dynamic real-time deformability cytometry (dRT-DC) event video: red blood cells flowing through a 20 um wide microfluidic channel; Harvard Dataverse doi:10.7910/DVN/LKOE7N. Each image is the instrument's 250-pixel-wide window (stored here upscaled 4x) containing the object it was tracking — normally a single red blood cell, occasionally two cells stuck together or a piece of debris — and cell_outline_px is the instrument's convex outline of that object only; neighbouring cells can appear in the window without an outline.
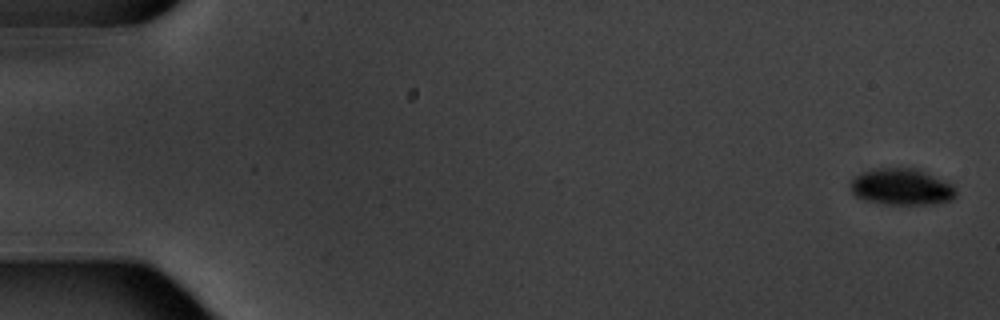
{"species": "common noctule bat (a hibernating species)", "species_latin": "Nyctalus noctula", "temperature_condition": "warm", "stored_images_in_passage": 5, "camera_frame_rate_fps": 3000, "um_per_image_px": 0.085, "animal": {"sex": "male", "body_mass_g": 20.1, "forearm_length_mm": 53.5}, "frame": {"image": 1, "passage_image": 1, "time_ms": 0.0, "image_size_px": [1000, 320], "cell_outline_px": [[956, 196], [952, 200], [932, 204], [880, 204], [864, 200], [856, 196], [852, 192], [852, 180], [860, 172], [876, 168], [916, 168], [952, 184], [956, 188]], "centroid_in_image_um": [76.64, 15.89], "position_along_channel_um": 8.4, "area_um2": 22.43}}
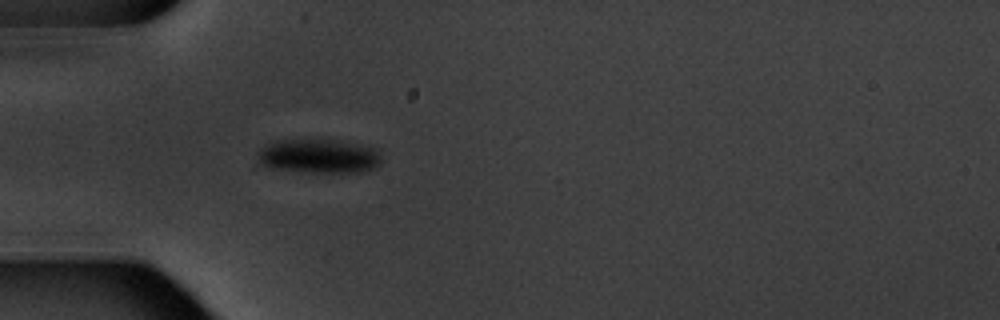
{"frame": {"image": 2, "passage_image": 5, "time_ms": 5.667, "image_size_px": [1000, 320], "cell_outline_px": [[380, 164], [364, 172], [304, 172], [268, 168], [260, 164], [256, 156], [256, 152], [264, 144], [276, 140], [336, 140], [376, 148], [380, 152]], "centroid_in_image_um": [27.03, 13.28], "position_along_channel_um": 58.0, "area_um2": 24.91}}